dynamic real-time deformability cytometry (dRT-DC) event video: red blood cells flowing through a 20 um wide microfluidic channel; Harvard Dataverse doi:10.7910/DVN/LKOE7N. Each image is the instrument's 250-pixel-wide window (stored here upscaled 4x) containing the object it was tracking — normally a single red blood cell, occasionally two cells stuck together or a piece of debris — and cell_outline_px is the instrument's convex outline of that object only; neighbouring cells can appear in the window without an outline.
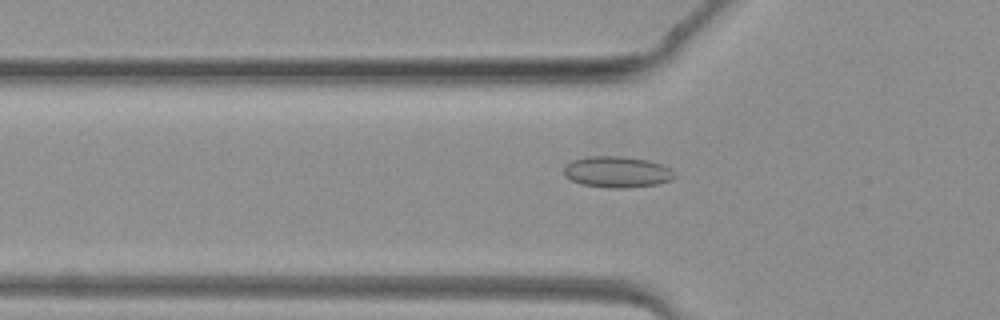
{"species": "common noctule bat (a hibernating species)", "species_latin": "Nyctalus noctula", "temperature_condition": "warm", "stored_images_in_passage": 25, "camera_frame_rate_fps": 3000, "um_per_image_px": 0.085, "animal": {"sex": "female", "body_mass_g": 19.3, "forearm_length_mm": 54.1}, "frame": {"image": 1, "passage_image": 5, "time_ms": 1.333, "image_size_px": [1000, 320], "cell_outline_px": [[676, 176], [672, 180], [656, 184], [624, 188], [608, 188], [580, 184], [564, 176], [564, 164], [572, 160], [588, 156], [624, 156], [648, 160], [660, 164], [668, 168]], "centroid_in_image_um": [52.4, 14.61], "position_along_channel_um": 73.4, "area_um2": 20.17}}
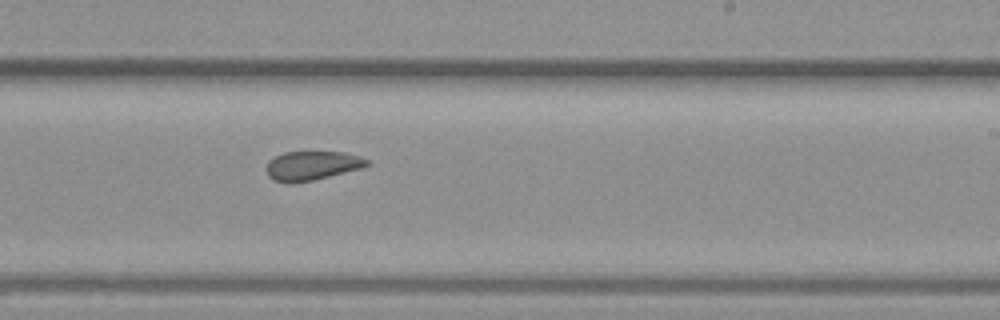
{"frame": {"image": 2, "passage_image": 16, "time_ms": 5.0, "image_size_px": [1000, 320], "cell_outline_px": [[368, 164], [364, 168], [312, 180], [288, 184], [272, 180], [268, 176], [268, 160], [284, 152], [344, 152], [360, 156], [368, 160]], "centroid_in_image_um": [26.53, 14.08], "position_along_channel_um": 262.5, "area_um2": 17.05}}
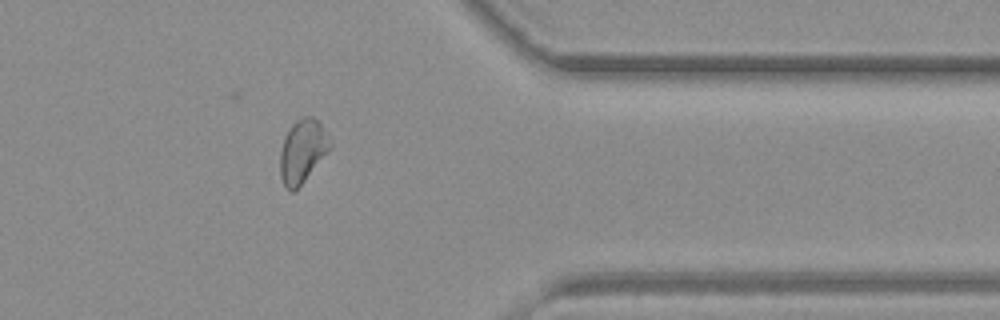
{"frame": {"image": 3, "passage_image": 24, "time_ms": 7.667, "image_size_px": [1000, 320], "cell_outline_px": [[332, 148], [304, 180], [292, 192], [284, 184], [280, 176], [280, 152], [284, 136], [292, 124], [296, 120], [304, 116], [312, 116], [320, 120], [332, 144]], "centroid_in_image_um": [25.73, 12.78], "position_along_channel_um": 385.7, "area_um2": 18.38}}